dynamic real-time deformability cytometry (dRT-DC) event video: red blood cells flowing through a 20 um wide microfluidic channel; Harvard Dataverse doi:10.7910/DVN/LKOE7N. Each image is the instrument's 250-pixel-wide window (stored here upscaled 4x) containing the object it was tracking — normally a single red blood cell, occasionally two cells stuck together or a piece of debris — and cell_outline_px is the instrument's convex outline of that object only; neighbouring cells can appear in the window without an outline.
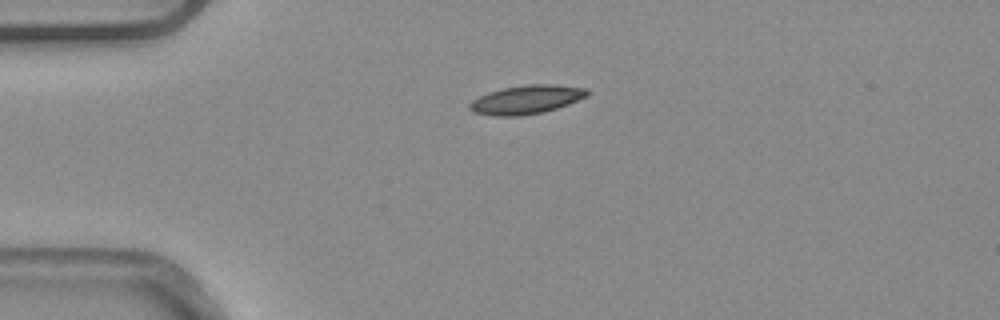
{"species": "common noctule bat (a hibernating species)", "species_latin": "Nyctalus noctula", "temperature_condition": "warm", "stored_images_in_passage": 1, "camera_frame_rate_fps": 3000, "um_per_image_px": 0.085, "animal": {"sex": "male", "body_mass_g": 20.4}, "frame": {"image": 1, "passage_image": 1, "time_ms": 0.0, "image_size_px": [1000, 320], "cell_outline_px": [[588, 96], [568, 104], [544, 112], [520, 116], [492, 116], [472, 112], [468, 108], [468, 104], [472, 100], [488, 92], [504, 88], [528, 84], [552, 84], [588, 88]], "centroid_in_image_um": [44.72, 8.47], "position_along_channel_um": 40.3, "area_um2": 19.77}}